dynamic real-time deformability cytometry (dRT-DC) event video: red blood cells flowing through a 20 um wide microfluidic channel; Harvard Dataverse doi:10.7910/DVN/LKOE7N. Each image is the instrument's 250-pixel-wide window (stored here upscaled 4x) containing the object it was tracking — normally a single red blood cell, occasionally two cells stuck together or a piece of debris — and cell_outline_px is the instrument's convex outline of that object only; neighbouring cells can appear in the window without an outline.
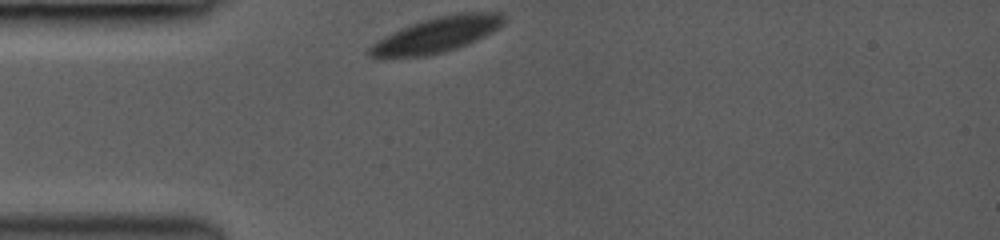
{"species": "common noctule bat (a hibernating species)", "species_latin": "Nyctalus noctula", "temperature_condition": "room temperature", "stored_images_in_passage": 5, "camera_frame_rate_fps": 3000, "um_per_image_px": 0.085, "animal": {"sex": "female", "body_mass_g": 19.0, "forearm_length_mm": 53.3}, "frame": {"image": 1, "passage_image": 1, "time_ms": 0.0, "image_size_px": [1000, 240], "cell_outline_px": [[504, 24], [500, 28], [476, 40], [456, 48], [444, 52], [424, 56], [380, 60], [376, 60], [368, 56], [364, 52], [376, 40], [384, 36], [412, 24], [436, 16], [460, 12], [500, 12], [504, 16]], "centroid_in_image_um": [37.03, 3.0], "position_along_channel_um": 48.0, "area_um2": 28.21}}